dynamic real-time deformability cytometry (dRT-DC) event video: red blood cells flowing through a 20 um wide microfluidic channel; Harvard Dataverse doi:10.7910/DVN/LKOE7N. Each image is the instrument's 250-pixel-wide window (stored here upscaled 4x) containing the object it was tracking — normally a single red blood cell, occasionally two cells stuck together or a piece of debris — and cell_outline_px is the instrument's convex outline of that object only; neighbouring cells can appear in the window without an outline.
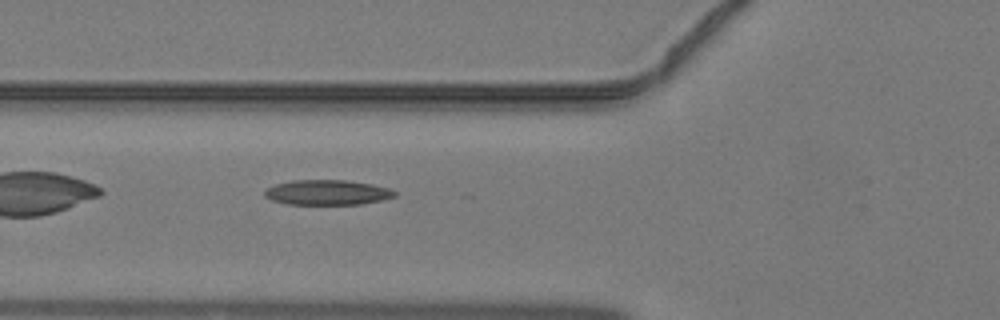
{"species": "common noctule bat (a hibernating species)", "species_latin": "Nyctalus noctula", "temperature_condition": "warm", "stored_images_in_passage": 45, "camera_frame_rate_fps": 3000, "um_per_image_px": 0.085, "animal": {"sex": "male", "body_mass_g": 19.2, "forearm_length_mm": 51.8}, "frame": {"image": 1, "passage_image": 17, "time_ms": 5.333, "image_size_px": [1000, 320], "cell_outline_px": [[396, 196], [384, 200], [360, 204], [288, 204], [272, 200], [264, 196], [264, 192], [268, 188], [276, 184], [292, 180], [348, 180], [372, 184], [392, 188], [396, 192]], "centroid_in_image_um": [27.87, 16.35], "position_along_channel_um": 97.9, "area_um2": 19.07}}
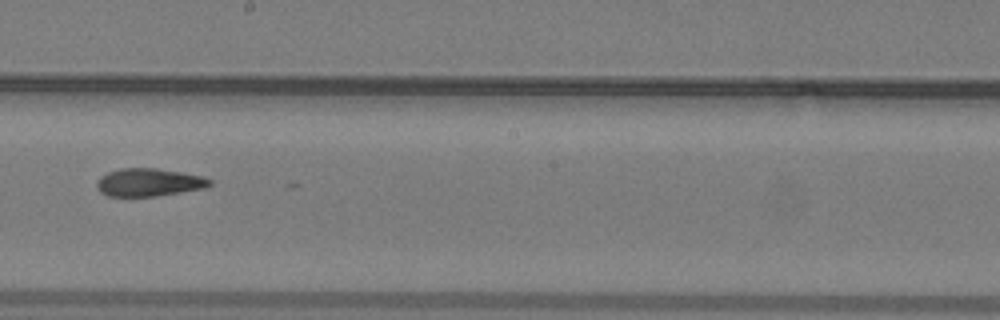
{"frame": {"image": 2, "passage_image": 26, "time_ms": 8.333, "image_size_px": [1000, 320], "cell_outline_px": [[212, 184], [208, 188], [156, 196], [108, 196], [100, 192], [96, 188], [96, 184], [100, 176], [108, 172], [120, 168], [156, 168], [204, 176], [212, 180]], "centroid_in_image_um": [12.68, 15.5], "position_along_channel_um": 235.5, "area_um2": 18.55}}
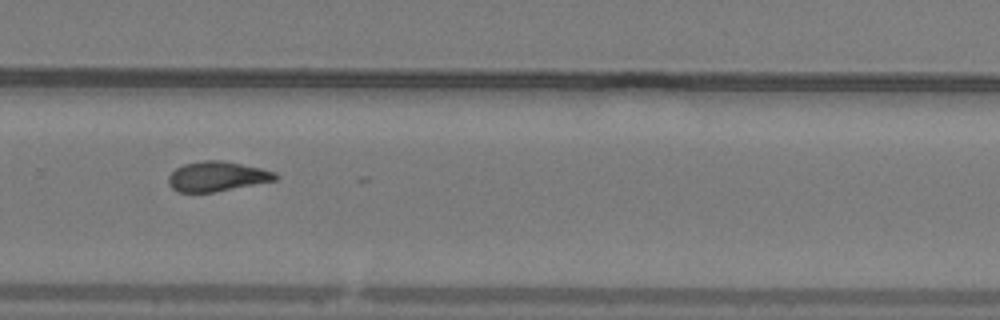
{"frame": {"image": 3, "passage_image": 31, "time_ms": 10.0, "image_size_px": [1000, 320], "cell_outline_px": [[280, 176], [276, 180], [216, 192], [180, 192], [172, 188], [168, 184], [168, 176], [176, 168], [184, 164], [204, 160], [220, 160], [260, 168], [276, 172]], "centroid_in_image_um": [18.45, 15.0], "position_along_channel_um": 311.3, "area_um2": 18.55}}